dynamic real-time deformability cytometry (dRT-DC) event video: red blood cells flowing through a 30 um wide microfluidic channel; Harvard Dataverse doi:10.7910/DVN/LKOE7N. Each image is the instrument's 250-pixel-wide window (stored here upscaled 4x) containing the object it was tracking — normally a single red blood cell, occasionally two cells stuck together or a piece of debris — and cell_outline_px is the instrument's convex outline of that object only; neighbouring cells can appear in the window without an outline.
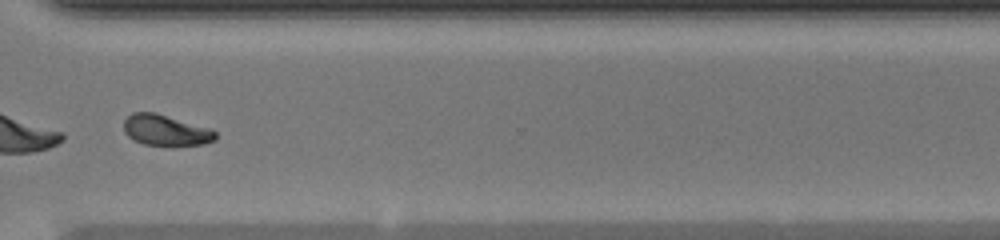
{"species": "common noctule bat (a hibernating species)", "species_latin": "Nyctalus noctula", "temperature_condition": "warm", "stored_images_in_passage": 42, "camera_frame_rate_fps": 3000, "um_per_image_px": 0.085, "animal": {"sex": "female", "body_mass_g": 20.0, "forearm_length_mm": 54.0}, "frame": {"image": 1, "passage_image": 36, "time_ms": 11.667, "image_size_px": [1000, 240], "cell_outline_px": [[216, 140], [204, 144], [172, 148], [168, 148], [144, 144], [132, 140], [124, 132], [124, 120], [132, 112], [156, 112], [212, 128], [216, 132]], "centroid_in_image_um": [14.12, 11.11], "position_along_channel_um": 356.5, "area_um2": 17.4}, "authors_computed_cell_mechanics": {"area_um2": 17.34, "velocity_mm_per_s": 4.2715, "shape_relaxation_time_tau1_ms": 5.0736, "shape_relaxation_time_tau2_ms": null, "deformation_change_tau1": 0.1929, "deformation_change_tau2": null}}